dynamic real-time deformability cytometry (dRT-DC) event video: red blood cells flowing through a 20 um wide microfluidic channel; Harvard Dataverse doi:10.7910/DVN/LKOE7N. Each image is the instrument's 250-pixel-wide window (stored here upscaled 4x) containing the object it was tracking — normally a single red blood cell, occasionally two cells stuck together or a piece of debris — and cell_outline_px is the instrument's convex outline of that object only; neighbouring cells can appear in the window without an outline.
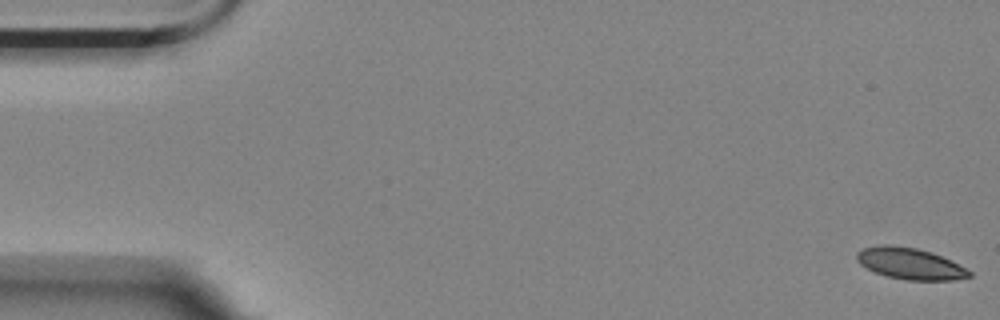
{"species": "Egyptian fruit bat (a non-hibernating species)", "species_latin": "Rousettus aegyptiacus", "temperature_condition": "room temperature", "stored_images_in_passage": 12, "camera_frame_rate_fps": 3000, "um_per_image_px": 0.085, "animal": {"sex": "female"}, "frame": {"image": 1, "passage_image": 1, "time_ms": 0.0, "image_size_px": [1000, 320], "cell_outline_px": [[972, 276], [956, 280], [908, 280], [888, 276], [876, 272], [860, 264], [856, 260], [856, 252], [864, 248], [880, 244], [888, 244], [916, 248], [932, 252], [972, 272]], "centroid_in_image_um": [77.32, 22.4], "position_along_channel_um": 7.7, "area_um2": 20.35}}